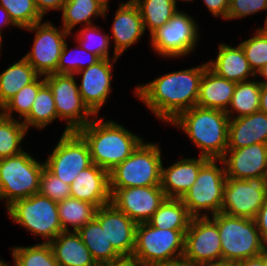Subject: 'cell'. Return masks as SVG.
<instances>
[{"label":"cell","instance_id":"6da1fadb","mask_svg":"<svg viewBox=\"0 0 267 266\" xmlns=\"http://www.w3.org/2000/svg\"><path fill=\"white\" fill-rule=\"evenodd\" d=\"M207 67L206 62L195 68L167 73L136 86L134 94L156 118L171 123L182 112L196 106L201 77Z\"/></svg>","mask_w":267,"mask_h":266},{"label":"cell","instance_id":"7a4b0ae2","mask_svg":"<svg viewBox=\"0 0 267 266\" xmlns=\"http://www.w3.org/2000/svg\"><path fill=\"white\" fill-rule=\"evenodd\" d=\"M93 119L77 132L87 142L92 163L110 172L144 141L115 121Z\"/></svg>","mask_w":267,"mask_h":266},{"label":"cell","instance_id":"3957f363","mask_svg":"<svg viewBox=\"0 0 267 266\" xmlns=\"http://www.w3.org/2000/svg\"><path fill=\"white\" fill-rule=\"evenodd\" d=\"M171 124L188 135L201 150L200 156L221 159L227 151L229 117L224 111L194 106Z\"/></svg>","mask_w":267,"mask_h":266},{"label":"cell","instance_id":"277c9868","mask_svg":"<svg viewBox=\"0 0 267 266\" xmlns=\"http://www.w3.org/2000/svg\"><path fill=\"white\" fill-rule=\"evenodd\" d=\"M186 231L159 229L148 222L137 224L130 260L136 266H156L182 259Z\"/></svg>","mask_w":267,"mask_h":266},{"label":"cell","instance_id":"5b68a950","mask_svg":"<svg viewBox=\"0 0 267 266\" xmlns=\"http://www.w3.org/2000/svg\"><path fill=\"white\" fill-rule=\"evenodd\" d=\"M221 238L222 260L239 262L260 255L267 247L255 219L220 212L211 218Z\"/></svg>","mask_w":267,"mask_h":266},{"label":"cell","instance_id":"8992f818","mask_svg":"<svg viewBox=\"0 0 267 266\" xmlns=\"http://www.w3.org/2000/svg\"><path fill=\"white\" fill-rule=\"evenodd\" d=\"M158 143L144 141L109 172L110 188L161 185L162 159Z\"/></svg>","mask_w":267,"mask_h":266},{"label":"cell","instance_id":"52a82bcc","mask_svg":"<svg viewBox=\"0 0 267 266\" xmlns=\"http://www.w3.org/2000/svg\"><path fill=\"white\" fill-rule=\"evenodd\" d=\"M45 162H38L27 152L0 159V200L7 208L18 199L39 191L40 176Z\"/></svg>","mask_w":267,"mask_h":266},{"label":"cell","instance_id":"ba28073f","mask_svg":"<svg viewBox=\"0 0 267 266\" xmlns=\"http://www.w3.org/2000/svg\"><path fill=\"white\" fill-rule=\"evenodd\" d=\"M217 161L222 166L218 167ZM226 178L221 159H208L201 166L195 183L181 198L192 217H209L208 211L210 215L221 212Z\"/></svg>","mask_w":267,"mask_h":266},{"label":"cell","instance_id":"9c48e42d","mask_svg":"<svg viewBox=\"0 0 267 266\" xmlns=\"http://www.w3.org/2000/svg\"><path fill=\"white\" fill-rule=\"evenodd\" d=\"M6 210L13 223L43 237L45 243H50L63 232L57 202L39 193L14 201Z\"/></svg>","mask_w":267,"mask_h":266},{"label":"cell","instance_id":"30bf717a","mask_svg":"<svg viewBox=\"0 0 267 266\" xmlns=\"http://www.w3.org/2000/svg\"><path fill=\"white\" fill-rule=\"evenodd\" d=\"M74 76L59 73L44 76L53 94L57 117L67 120L63 133L78 131L91 121V116H95L83 103Z\"/></svg>","mask_w":267,"mask_h":266},{"label":"cell","instance_id":"8fae6325","mask_svg":"<svg viewBox=\"0 0 267 266\" xmlns=\"http://www.w3.org/2000/svg\"><path fill=\"white\" fill-rule=\"evenodd\" d=\"M198 29L192 16L178 10L168 23L150 35L151 46L163 57H183L197 46L200 34Z\"/></svg>","mask_w":267,"mask_h":266},{"label":"cell","instance_id":"7c38bea8","mask_svg":"<svg viewBox=\"0 0 267 266\" xmlns=\"http://www.w3.org/2000/svg\"><path fill=\"white\" fill-rule=\"evenodd\" d=\"M92 164L88 144L77 131L62 133L56 147L45 161V167L68 185Z\"/></svg>","mask_w":267,"mask_h":266},{"label":"cell","instance_id":"4fadbf2b","mask_svg":"<svg viewBox=\"0 0 267 266\" xmlns=\"http://www.w3.org/2000/svg\"><path fill=\"white\" fill-rule=\"evenodd\" d=\"M267 199V177L226 178L221 212L255 219Z\"/></svg>","mask_w":267,"mask_h":266},{"label":"cell","instance_id":"5bb4252c","mask_svg":"<svg viewBox=\"0 0 267 266\" xmlns=\"http://www.w3.org/2000/svg\"><path fill=\"white\" fill-rule=\"evenodd\" d=\"M25 29L34 31L35 38L33 48L23 58L40 76L57 73L59 57L70 33L57 28L52 21L38 22Z\"/></svg>","mask_w":267,"mask_h":266},{"label":"cell","instance_id":"9a60e30c","mask_svg":"<svg viewBox=\"0 0 267 266\" xmlns=\"http://www.w3.org/2000/svg\"><path fill=\"white\" fill-rule=\"evenodd\" d=\"M183 259L200 265L222 260L217 224L209 217H192L185 233Z\"/></svg>","mask_w":267,"mask_h":266},{"label":"cell","instance_id":"2e32d148","mask_svg":"<svg viewBox=\"0 0 267 266\" xmlns=\"http://www.w3.org/2000/svg\"><path fill=\"white\" fill-rule=\"evenodd\" d=\"M111 203L136 224L147 223L166 199L161 185L110 188Z\"/></svg>","mask_w":267,"mask_h":266},{"label":"cell","instance_id":"e0dca14e","mask_svg":"<svg viewBox=\"0 0 267 266\" xmlns=\"http://www.w3.org/2000/svg\"><path fill=\"white\" fill-rule=\"evenodd\" d=\"M95 219L105 230L107 239L113 248L125 260H130L135 247L137 224L111 202L97 209Z\"/></svg>","mask_w":267,"mask_h":266},{"label":"cell","instance_id":"ac0fdd59","mask_svg":"<svg viewBox=\"0 0 267 266\" xmlns=\"http://www.w3.org/2000/svg\"><path fill=\"white\" fill-rule=\"evenodd\" d=\"M117 59H101L96 64L82 69L74 75H81L78 86L83 103L96 116L111 93L113 64Z\"/></svg>","mask_w":267,"mask_h":266},{"label":"cell","instance_id":"d6986e66","mask_svg":"<svg viewBox=\"0 0 267 266\" xmlns=\"http://www.w3.org/2000/svg\"><path fill=\"white\" fill-rule=\"evenodd\" d=\"M227 178L267 177V144L227 149L221 158Z\"/></svg>","mask_w":267,"mask_h":266},{"label":"cell","instance_id":"ffe728a7","mask_svg":"<svg viewBox=\"0 0 267 266\" xmlns=\"http://www.w3.org/2000/svg\"><path fill=\"white\" fill-rule=\"evenodd\" d=\"M113 21L111 28L115 45L113 59H119L127 48L143 36L145 29L139 8L133 0L120 3Z\"/></svg>","mask_w":267,"mask_h":266},{"label":"cell","instance_id":"44dd1931","mask_svg":"<svg viewBox=\"0 0 267 266\" xmlns=\"http://www.w3.org/2000/svg\"><path fill=\"white\" fill-rule=\"evenodd\" d=\"M70 197L94 204L97 208L110 203L109 172L96 164L82 170L70 185Z\"/></svg>","mask_w":267,"mask_h":266},{"label":"cell","instance_id":"7402d4cb","mask_svg":"<svg viewBox=\"0 0 267 266\" xmlns=\"http://www.w3.org/2000/svg\"><path fill=\"white\" fill-rule=\"evenodd\" d=\"M208 158L180 159L169 167L162 164L161 188L166 198H182L195 183L201 166Z\"/></svg>","mask_w":267,"mask_h":266},{"label":"cell","instance_id":"603a6c76","mask_svg":"<svg viewBox=\"0 0 267 266\" xmlns=\"http://www.w3.org/2000/svg\"><path fill=\"white\" fill-rule=\"evenodd\" d=\"M255 143L267 144V114L258 111L229 119L227 149H239Z\"/></svg>","mask_w":267,"mask_h":266},{"label":"cell","instance_id":"cb8c5ba5","mask_svg":"<svg viewBox=\"0 0 267 266\" xmlns=\"http://www.w3.org/2000/svg\"><path fill=\"white\" fill-rule=\"evenodd\" d=\"M218 50L215 61H207L208 67L218 76L236 83L256 77L240 44L232 47L221 43Z\"/></svg>","mask_w":267,"mask_h":266},{"label":"cell","instance_id":"d4e9b609","mask_svg":"<svg viewBox=\"0 0 267 266\" xmlns=\"http://www.w3.org/2000/svg\"><path fill=\"white\" fill-rule=\"evenodd\" d=\"M235 87L236 82L218 76L207 67L201 77L196 106L226 112Z\"/></svg>","mask_w":267,"mask_h":266},{"label":"cell","instance_id":"484cf974","mask_svg":"<svg viewBox=\"0 0 267 266\" xmlns=\"http://www.w3.org/2000/svg\"><path fill=\"white\" fill-rule=\"evenodd\" d=\"M49 244L58 266H98L77 232L63 231Z\"/></svg>","mask_w":267,"mask_h":266},{"label":"cell","instance_id":"4316f807","mask_svg":"<svg viewBox=\"0 0 267 266\" xmlns=\"http://www.w3.org/2000/svg\"><path fill=\"white\" fill-rule=\"evenodd\" d=\"M77 233L97 265L116 264L125 260L113 248L107 239L105 230L95 218L80 228Z\"/></svg>","mask_w":267,"mask_h":266},{"label":"cell","instance_id":"83f0119b","mask_svg":"<svg viewBox=\"0 0 267 266\" xmlns=\"http://www.w3.org/2000/svg\"><path fill=\"white\" fill-rule=\"evenodd\" d=\"M40 75L22 57L0 74V109L23 87L33 83Z\"/></svg>","mask_w":267,"mask_h":266},{"label":"cell","instance_id":"f1b7e54d","mask_svg":"<svg viewBox=\"0 0 267 266\" xmlns=\"http://www.w3.org/2000/svg\"><path fill=\"white\" fill-rule=\"evenodd\" d=\"M106 11L108 8H105L97 0H67L61 9L62 28L71 33L79 23H83V27L92 25L94 24L92 23L93 18L96 19L98 16L106 18Z\"/></svg>","mask_w":267,"mask_h":266},{"label":"cell","instance_id":"f546056e","mask_svg":"<svg viewBox=\"0 0 267 266\" xmlns=\"http://www.w3.org/2000/svg\"><path fill=\"white\" fill-rule=\"evenodd\" d=\"M191 219L181 198H166L148 223L159 229L187 230Z\"/></svg>","mask_w":267,"mask_h":266},{"label":"cell","instance_id":"4dcf8cb0","mask_svg":"<svg viewBox=\"0 0 267 266\" xmlns=\"http://www.w3.org/2000/svg\"><path fill=\"white\" fill-rule=\"evenodd\" d=\"M261 84L258 80L236 83L226 114L229 119L239 118L259 111ZM237 113L236 116L234 113Z\"/></svg>","mask_w":267,"mask_h":266},{"label":"cell","instance_id":"1f68e13d","mask_svg":"<svg viewBox=\"0 0 267 266\" xmlns=\"http://www.w3.org/2000/svg\"><path fill=\"white\" fill-rule=\"evenodd\" d=\"M57 207L63 231H70L69 225L73 227L74 232L92 221L98 209L94 204L72 197L58 202Z\"/></svg>","mask_w":267,"mask_h":266},{"label":"cell","instance_id":"d6a6232c","mask_svg":"<svg viewBox=\"0 0 267 266\" xmlns=\"http://www.w3.org/2000/svg\"><path fill=\"white\" fill-rule=\"evenodd\" d=\"M138 6L143 20L144 29H149L150 35L162 27L178 11L173 0H133Z\"/></svg>","mask_w":267,"mask_h":266},{"label":"cell","instance_id":"836d02e7","mask_svg":"<svg viewBox=\"0 0 267 266\" xmlns=\"http://www.w3.org/2000/svg\"><path fill=\"white\" fill-rule=\"evenodd\" d=\"M56 119L58 117L53 94L50 87L45 83L39 89L30 113L22 120V123L27 130H29L30 126L43 129Z\"/></svg>","mask_w":267,"mask_h":266},{"label":"cell","instance_id":"e575fe53","mask_svg":"<svg viewBox=\"0 0 267 266\" xmlns=\"http://www.w3.org/2000/svg\"><path fill=\"white\" fill-rule=\"evenodd\" d=\"M27 129L18 119L4 116L0 112V159L22 153L21 142Z\"/></svg>","mask_w":267,"mask_h":266},{"label":"cell","instance_id":"d590c367","mask_svg":"<svg viewBox=\"0 0 267 266\" xmlns=\"http://www.w3.org/2000/svg\"><path fill=\"white\" fill-rule=\"evenodd\" d=\"M14 266H58L49 243H37L27 247H13Z\"/></svg>","mask_w":267,"mask_h":266},{"label":"cell","instance_id":"8d00e7d4","mask_svg":"<svg viewBox=\"0 0 267 266\" xmlns=\"http://www.w3.org/2000/svg\"><path fill=\"white\" fill-rule=\"evenodd\" d=\"M39 76L33 83L23 87L15 94L1 109V113L9 118L14 112L19 113L20 120L24 119L32 108V104L37 96L39 89L45 84V78Z\"/></svg>","mask_w":267,"mask_h":266},{"label":"cell","instance_id":"74e56055","mask_svg":"<svg viewBox=\"0 0 267 266\" xmlns=\"http://www.w3.org/2000/svg\"><path fill=\"white\" fill-rule=\"evenodd\" d=\"M0 6L9 13L19 28H28L44 19L36 9L34 0H0Z\"/></svg>","mask_w":267,"mask_h":266},{"label":"cell","instance_id":"f35d334b","mask_svg":"<svg viewBox=\"0 0 267 266\" xmlns=\"http://www.w3.org/2000/svg\"><path fill=\"white\" fill-rule=\"evenodd\" d=\"M99 25H88L77 32V43L86 51L93 53L100 59H112L109 57V34H102ZM78 36V37H77Z\"/></svg>","mask_w":267,"mask_h":266},{"label":"cell","instance_id":"ab89813d","mask_svg":"<svg viewBox=\"0 0 267 266\" xmlns=\"http://www.w3.org/2000/svg\"><path fill=\"white\" fill-rule=\"evenodd\" d=\"M240 46L255 74L267 64V30L259 27L255 35L242 41Z\"/></svg>","mask_w":267,"mask_h":266},{"label":"cell","instance_id":"60d3db41","mask_svg":"<svg viewBox=\"0 0 267 266\" xmlns=\"http://www.w3.org/2000/svg\"><path fill=\"white\" fill-rule=\"evenodd\" d=\"M75 49L77 50V52L75 50L68 49L67 42L64 43V46H63V49L61 52V56L59 57V62L57 65V73H59V74H75L78 71L85 69L91 65H94L98 61L101 60L98 56L86 51L80 45H78ZM70 51H72V52L75 51L76 53L72 54V52H70ZM81 51H82V53L86 52L89 55L88 56L89 59L87 58L88 60L85 61V59H83V57L80 55L81 53H78ZM87 54L84 53V55H87ZM69 55H71V56H69ZM68 57H70V58H68Z\"/></svg>","mask_w":267,"mask_h":266},{"label":"cell","instance_id":"b9f144b4","mask_svg":"<svg viewBox=\"0 0 267 266\" xmlns=\"http://www.w3.org/2000/svg\"><path fill=\"white\" fill-rule=\"evenodd\" d=\"M38 193L58 203L70 197V185L63 182L44 167L40 176Z\"/></svg>","mask_w":267,"mask_h":266},{"label":"cell","instance_id":"7bdbcfd3","mask_svg":"<svg viewBox=\"0 0 267 266\" xmlns=\"http://www.w3.org/2000/svg\"><path fill=\"white\" fill-rule=\"evenodd\" d=\"M267 10V0H230L226 20H234Z\"/></svg>","mask_w":267,"mask_h":266},{"label":"cell","instance_id":"ee69618b","mask_svg":"<svg viewBox=\"0 0 267 266\" xmlns=\"http://www.w3.org/2000/svg\"><path fill=\"white\" fill-rule=\"evenodd\" d=\"M207 9L211 12L213 17H221L227 19V14L230 7V0H203Z\"/></svg>","mask_w":267,"mask_h":266},{"label":"cell","instance_id":"f6af8a7d","mask_svg":"<svg viewBox=\"0 0 267 266\" xmlns=\"http://www.w3.org/2000/svg\"><path fill=\"white\" fill-rule=\"evenodd\" d=\"M66 1L67 0H34L36 9L42 17L50 10L60 11Z\"/></svg>","mask_w":267,"mask_h":266},{"label":"cell","instance_id":"bcb514c9","mask_svg":"<svg viewBox=\"0 0 267 266\" xmlns=\"http://www.w3.org/2000/svg\"><path fill=\"white\" fill-rule=\"evenodd\" d=\"M262 240L267 244V199L255 218Z\"/></svg>","mask_w":267,"mask_h":266},{"label":"cell","instance_id":"7dc6e473","mask_svg":"<svg viewBox=\"0 0 267 266\" xmlns=\"http://www.w3.org/2000/svg\"><path fill=\"white\" fill-rule=\"evenodd\" d=\"M238 266H264V250L258 256L239 261Z\"/></svg>","mask_w":267,"mask_h":266},{"label":"cell","instance_id":"c3c4849f","mask_svg":"<svg viewBox=\"0 0 267 266\" xmlns=\"http://www.w3.org/2000/svg\"><path fill=\"white\" fill-rule=\"evenodd\" d=\"M12 25L14 27H17L13 21L11 20L9 13L5 10L4 7L0 6V34H2V28L5 26ZM3 26V27H2Z\"/></svg>","mask_w":267,"mask_h":266},{"label":"cell","instance_id":"681fc988","mask_svg":"<svg viewBox=\"0 0 267 266\" xmlns=\"http://www.w3.org/2000/svg\"><path fill=\"white\" fill-rule=\"evenodd\" d=\"M259 111L267 114V85L261 84Z\"/></svg>","mask_w":267,"mask_h":266},{"label":"cell","instance_id":"f907efd6","mask_svg":"<svg viewBox=\"0 0 267 266\" xmlns=\"http://www.w3.org/2000/svg\"><path fill=\"white\" fill-rule=\"evenodd\" d=\"M198 266H238V262L229 260H218L214 262L203 263Z\"/></svg>","mask_w":267,"mask_h":266},{"label":"cell","instance_id":"816d5d0a","mask_svg":"<svg viewBox=\"0 0 267 266\" xmlns=\"http://www.w3.org/2000/svg\"><path fill=\"white\" fill-rule=\"evenodd\" d=\"M156 266H198V265H195V264L182 258V259L172 261V262L161 263V264H158Z\"/></svg>","mask_w":267,"mask_h":266},{"label":"cell","instance_id":"f5cc1de1","mask_svg":"<svg viewBox=\"0 0 267 266\" xmlns=\"http://www.w3.org/2000/svg\"><path fill=\"white\" fill-rule=\"evenodd\" d=\"M262 76V78H264V80H260L259 83L262 85H267V64H265L257 73H256V77L258 76Z\"/></svg>","mask_w":267,"mask_h":266},{"label":"cell","instance_id":"db71d44e","mask_svg":"<svg viewBox=\"0 0 267 266\" xmlns=\"http://www.w3.org/2000/svg\"><path fill=\"white\" fill-rule=\"evenodd\" d=\"M98 266H136V265L131 260H124L116 264H106V265H98Z\"/></svg>","mask_w":267,"mask_h":266},{"label":"cell","instance_id":"11a10c76","mask_svg":"<svg viewBox=\"0 0 267 266\" xmlns=\"http://www.w3.org/2000/svg\"><path fill=\"white\" fill-rule=\"evenodd\" d=\"M99 3H101L105 8H109L108 1L109 0H97Z\"/></svg>","mask_w":267,"mask_h":266},{"label":"cell","instance_id":"9f6ffc18","mask_svg":"<svg viewBox=\"0 0 267 266\" xmlns=\"http://www.w3.org/2000/svg\"><path fill=\"white\" fill-rule=\"evenodd\" d=\"M264 266H267V247L264 249Z\"/></svg>","mask_w":267,"mask_h":266},{"label":"cell","instance_id":"6f0895ef","mask_svg":"<svg viewBox=\"0 0 267 266\" xmlns=\"http://www.w3.org/2000/svg\"><path fill=\"white\" fill-rule=\"evenodd\" d=\"M0 266H9V265L6 264V262H4L3 260L0 259Z\"/></svg>","mask_w":267,"mask_h":266},{"label":"cell","instance_id":"680465c9","mask_svg":"<svg viewBox=\"0 0 267 266\" xmlns=\"http://www.w3.org/2000/svg\"><path fill=\"white\" fill-rule=\"evenodd\" d=\"M265 26L264 27H261V28H263L264 30H267V16H266V19H265V24H264Z\"/></svg>","mask_w":267,"mask_h":266},{"label":"cell","instance_id":"91938a15","mask_svg":"<svg viewBox=\"0 0 267 266\" xmlns=\"http://www.w3.org/2000/svg\"><path fill=\"white\" fill-rule=\"evenodd\" d=\"M173 1L177 4V1H180V0H173ZM182 1H183V2H186V1H187V2L189 1V2H190V1H193V0H182Z\"/></svg>","mask_w":267,"mask_h":266},{"label":"cell","instance_id":"94428289","mask_svg":"<svg viewBox=\"0 0 267 266\" xmlns=\"http://www.w3.org/2000/svg\"><path fill=\"white\" fill-rule=\"evenodd\" d=\"M1 45H2V34H0V50H1Z\"/></svg>","mask_w":267,"mask_h":266}]
</instances>
